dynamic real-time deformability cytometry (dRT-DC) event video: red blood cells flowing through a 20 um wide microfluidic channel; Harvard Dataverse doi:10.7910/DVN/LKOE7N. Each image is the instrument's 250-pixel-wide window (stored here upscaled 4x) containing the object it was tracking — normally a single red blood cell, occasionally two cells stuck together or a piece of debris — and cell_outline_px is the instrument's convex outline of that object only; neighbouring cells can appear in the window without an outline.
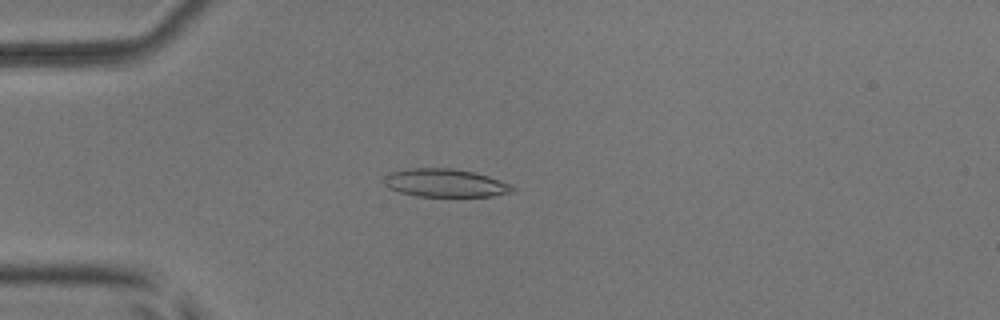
{"species": "common noctule bat (a hibernating species)", "species_latin": "Nyctalus noctula", "temperature_condition": "room temperature", "stored_images_in_passage": 5, "camera_frame_rate_fps": 3000, "um_per_image_px": 0.085, "animal": {"sex": "male", "body_mass_g": 17.9, "forearm_length_mm": 54.2}, "frame": {"image": 1, "passage_image": 4, "time_ms": 1.0, "image_size_px": [1000, 320], "cell_outline_px": [[516, 188], [512, 192], [492, 196], [416, 196], [400, 192], [388, 188], [384, 184], [384, 176], [392, 172], [408, 168], [452, 168], [472, 172], [488, 176], [500, 180]], "centroid_in_image_um": [37.81, 15.55], "position_along_channel_um": 47.2, "area_um2": 20.92}}